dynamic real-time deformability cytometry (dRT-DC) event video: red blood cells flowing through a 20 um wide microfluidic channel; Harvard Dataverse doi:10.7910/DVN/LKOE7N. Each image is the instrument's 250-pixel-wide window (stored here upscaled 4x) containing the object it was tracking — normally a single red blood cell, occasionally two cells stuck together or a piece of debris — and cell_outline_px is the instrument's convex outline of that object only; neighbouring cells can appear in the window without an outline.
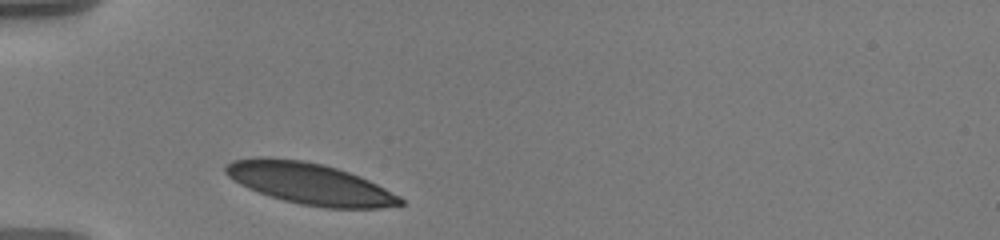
{"species": "human", "species_latin": "Homo sapiens", "temperature_condition": "warm", "stored_images_in_passage": 32, "camera_frame_rate_fps": 3000, "um_per_image_px": 0.085, "donor": {"sex": "male"}, "frame": {"image": 1, "passage_image": 1, "time_ms": 0.0, "image_size_px": [1000, 240], "cell_outline_px": [[404, 204], [380, 208], [328, 208], [300, 204], [284, 200], [248, 188], [240, 184], [228, 176], [224, 172], [224, 168], [232, 160], [252, 156], [268, 156], [300, 160], [324, 164], [360, 176], [400, 196], [404, 200]], "centroid_in_image_um": [26.3, 15.59], "position_along_channel_um": 58.7, "area_um2": 42.08}}
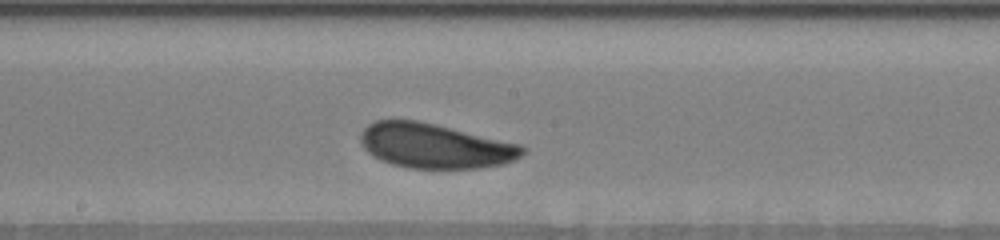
{"frame": {"image": 2, "passage_image": 15, "time_ms": 4.667, "image_size_px": [1000, 240], "cell_outline_px": [[524, 152], [520, 156], [512, 160], [500, 164], [480, 168], [408, 168], [392, 164], [380, 160], [372, 156], [364, 148], [360, 140], [360, 132], [368, 124], [376, 120], [416, 120], [436, 124], [520, 144], [524, 148]], "centroid_in_image_um": [36.91, 12.39], "position_along_channel_um": 211.3, "area_um2": 42.02}}
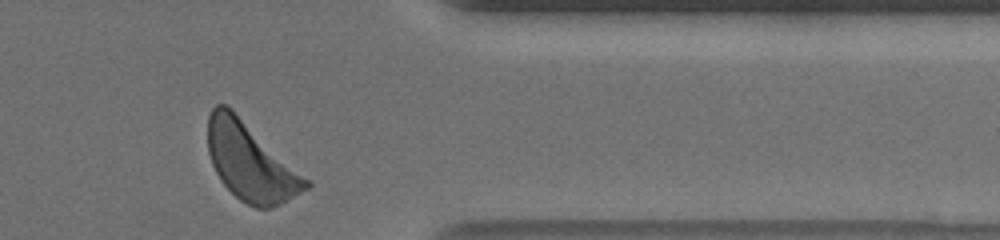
{"frame": {"image": 3, "passage_image": 31, "time_ms": 10.0, "image_size_px": [1000, 240], "cell_outline_px": [[312, 184], [308, 188], [280, 204], [272, 208], [256, 208], [240, 200], [220, 180], [212, 164], [208, 152], [208, 116], [212, 108], [216, 104], [224, 104], [232, 108], [312, 180]], "centroid_in_image_um": [21.33, 13.74], "position_along_channel_um": 390.1, "area_um2": 44.85}, "authors_computed_cell_mechanics": {"area_um2": 42.1651, "velocity_mm_per_s": 3.5201, "shape_relaxation_time_tau1_ms": 2.4269, "shape_relaxation_time_tau2_ms": null, "deformation_change_tau1": 0.1255, "deformation_change_tau2": null}}